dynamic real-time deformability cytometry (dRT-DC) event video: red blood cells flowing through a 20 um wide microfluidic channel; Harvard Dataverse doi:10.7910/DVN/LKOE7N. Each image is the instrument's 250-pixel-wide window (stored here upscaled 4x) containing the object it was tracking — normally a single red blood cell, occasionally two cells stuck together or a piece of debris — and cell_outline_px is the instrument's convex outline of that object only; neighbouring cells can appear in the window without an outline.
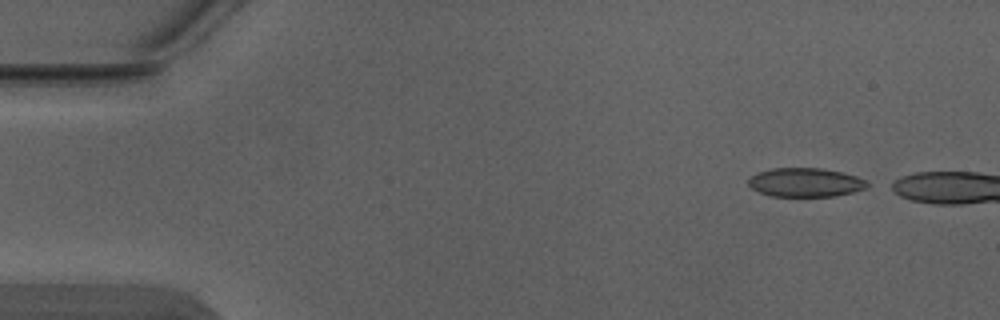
{"species": "Egyptian fruit bat (a non-hibernating species)", "species_latin": "Rousettus aegyptiacus", "temperature_condition": "warm", "stored_images_in_passage": 7, "camera_frame_rate_fps": 3000, "um_per_image_px": 0.085, "animal": {"sex": "male"}, "frame": {"image": 1, "passage_image": 1, "time_ms": 0.0, "image_size_px": [1000, 320], "cell_outline_px": [[868, 188], [836, 196], [772, 196], [760, 192], [752, 188], [748, 184], [748, 180], [752, 176], [760, 172], [772, 168], [820, 168], [840, 172], [856, 176], [868, 180]], "centroid_in_image_um": [68.5, 15.51], "position_along_channel_um": 16.5, "area_um2": 19.88}}
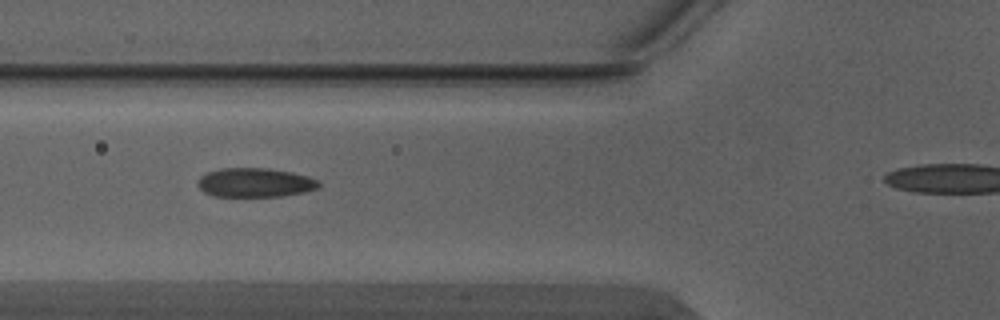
{"frame": {"image": 2, "passage_image": 5, "time_ms": 1.333, "image_size_px": [1000, 320], "cell_outline_px": [[320, 184], [316, 188], [304, 192], [280, 196], [212, 196], [204, 192], [196, 184], [196, 180], [200, 176], [208, 172], [224, 168], [268, 168], [292, 172], [308, 176], [316, 180]], "centroid_in_image_um": [21.63, 15.51], "position_along_channel_um": 104.2, "area_um2": 20.46}}
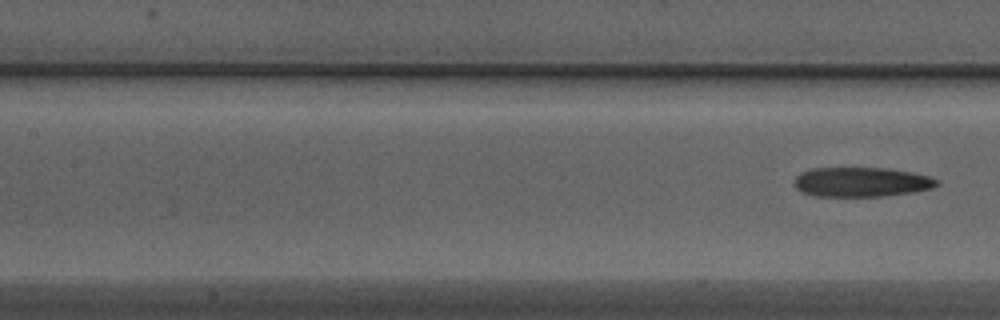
{"frame": {"image": 3, "passage_image": 7, "time_ms": 2.0, "image_size_px": [1000, 320], "cell_outline_px": [[940, 184], [932, 188], [912, 192], [884, 196], [812, 196], [800, 192], [792, 184], [792, 180], [800, 172], [812, 168], [888, 168], [912, 172], [928, 176], [940, 180]], "centroid_in_image_um": [73.17, 15.47], "position_along_channel_um": 134.2, "area_um2": 24.91}}